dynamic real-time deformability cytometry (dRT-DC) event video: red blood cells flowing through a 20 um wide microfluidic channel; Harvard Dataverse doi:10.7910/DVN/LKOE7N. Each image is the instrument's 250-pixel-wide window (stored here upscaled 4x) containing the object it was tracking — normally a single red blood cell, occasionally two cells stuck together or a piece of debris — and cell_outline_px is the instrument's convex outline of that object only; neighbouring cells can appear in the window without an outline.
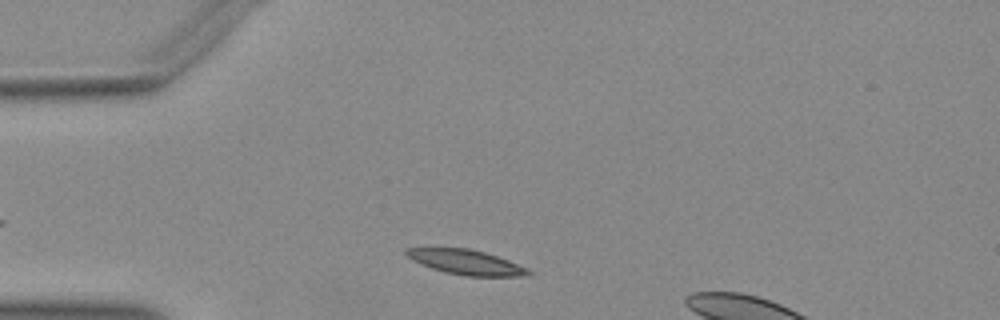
{"species": "Egyptian fruit bat (a non-hibernating species)", "species_latin": "Rousettus aegyptiacus", "temperature_condition": "warm", "stored_images_in_passage": 32, "camera_frame_rate_fps": 3000, "um_per_image_px": 0.085, "animal": {"sex": "female"}, "frame": {"image": 1, "passage_image": 1, "time_ms": 0.0, "image_size_px": [1000, 320], "cell_outline_px": [[532, 272], [524, 276], [468, 276], [448, 272], [432, 268], [412, 260], [404, 252], [408, 248], [432, 244], [468, 248], [484, 252], [508, 260], [528, 268]], "centroid_in_image_um": [39.51, 22.22], "position_along_channel_um": 45.5, "area_um2": 18.15}}
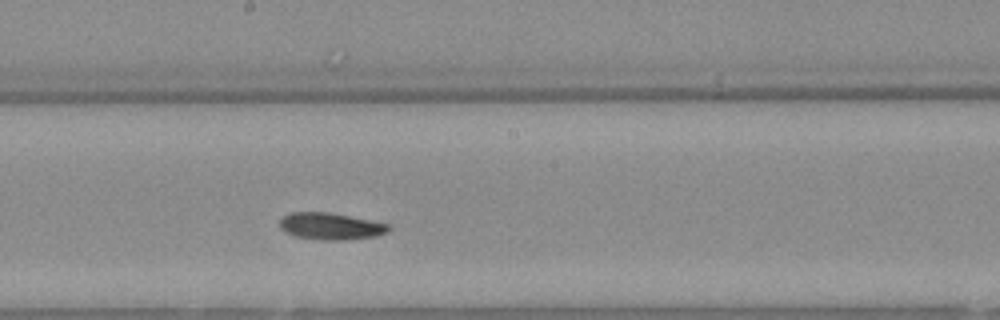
{"frame": {"image": 2, "passage_image": 16, "time_ms": 5.0, "image_size_px": [1000, 320], "cell_outline_px": [[392, 228], [388, 232], [376, 236], [348, 240], [320, 240], [296, 236], [284, 232], [280, 228], [280, 220], [288, 212], [328, 212], [388, 224]], "centroid_in_image_um": [28.09, 19.24], "position_along_channel_um": 220.1, "area_um2": 17.05}}
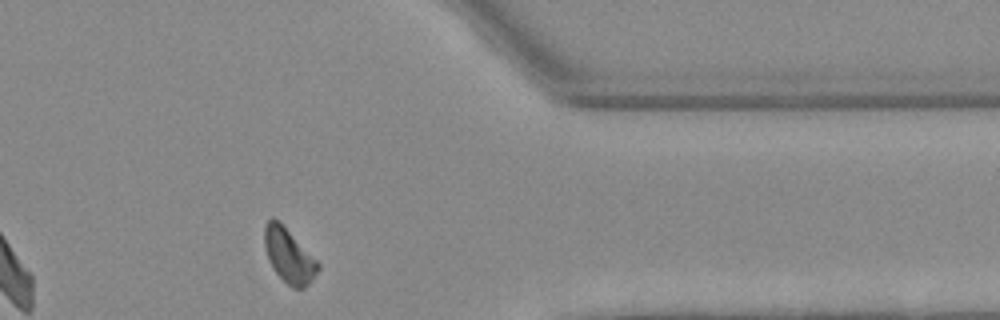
{"frame": {"image": 3, "passage_image": 30, "time_ms": 9.667, "image_size_px": [1000, 320], "cell_outline_px": [[320, 268], [312, 280], [304, 288], [292, 288], [272, 268], [268, 260], [264, 244], [264, 224], [272, 216], [320, 264]], "centroid_in_image_um": [24.53, 21.76], "position_along_channel_um": 386.9, "area_um2": 16.36}}